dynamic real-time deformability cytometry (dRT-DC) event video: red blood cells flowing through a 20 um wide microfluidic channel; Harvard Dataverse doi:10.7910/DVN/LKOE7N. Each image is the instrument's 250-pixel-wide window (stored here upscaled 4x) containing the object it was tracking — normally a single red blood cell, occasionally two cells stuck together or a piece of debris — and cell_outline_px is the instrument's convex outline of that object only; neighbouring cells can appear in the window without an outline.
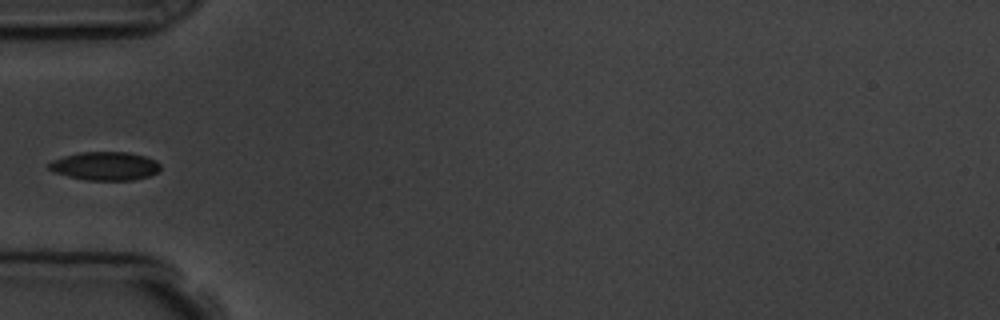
{"species": "common noctule bat (a hibernating species)", "species_latin": "Nyctalus noctula", "temperature_condition": "room temperature", "stored_images_in_passage": 5, "camera_frame_rate_fps": 3000, "um_per_image_px": 0.085, "animal": {"sex": "male", "body_mass_g": 19.5, "forearm_length_mm": 54.6}, "frame": {"image": 1, "passage_image": 4, "time_ms": 3.667, "image_size_px": [1000, 320], "cell_outline_px": [[160, 168], [156, 172], [148, 176], [132, 180], [88, 180], [68, 176], [56, 172], [48, 168], [48, 164], [52, 160], [64, 156], [80, 152], [128, 152], [144, 156], [156, 160], [160, 164]], "centroid_in_image_um": [8.93, 14.1], "position_along_channel_um": 76.1, "area_um2": 18.32}}